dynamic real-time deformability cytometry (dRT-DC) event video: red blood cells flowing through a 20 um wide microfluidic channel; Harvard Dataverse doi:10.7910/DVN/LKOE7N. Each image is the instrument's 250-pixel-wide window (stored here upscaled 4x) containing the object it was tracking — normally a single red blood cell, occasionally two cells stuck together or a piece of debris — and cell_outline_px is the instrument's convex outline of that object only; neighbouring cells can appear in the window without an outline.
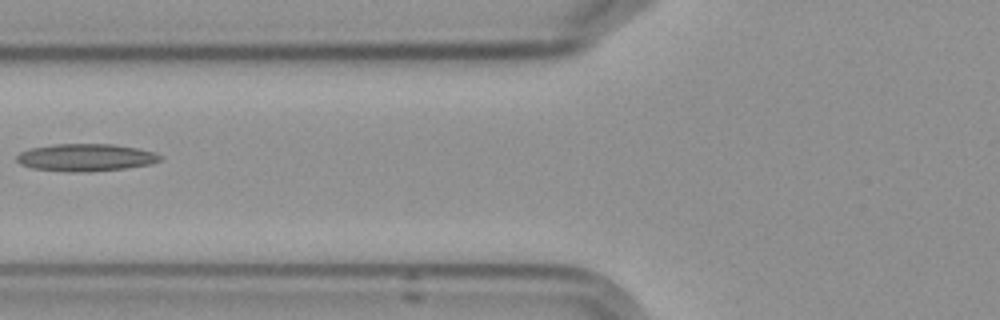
{"species": "Egyptian fruit bat (a non-hibernating species)", "species_latin": "Rousettus aegyptiacus", "temperature_condition": "cold", "stored_images_in_passage": 3, "camera_frame_rate_fps": 3000, "um_per_image_px": 0.085, "frame": {"image": 1, "passage_image": 2, "time_ms": 1.333, "image_size_px": [1000, 320], "cell_outline_px": [[164, 156], [160, 160], [152, 164], [124, 168], [88, 172], [72, 172], [32, 168], [20, 164], [16, 160], [16, 156], [20, 152], [32, 148], [56, 144], [112, 144], [136, 148], [156, 152]], "centroid_in_image_um": [7.31, 13.39], "position_along_channel_um": 118.5, "area_um2": 22.89}}
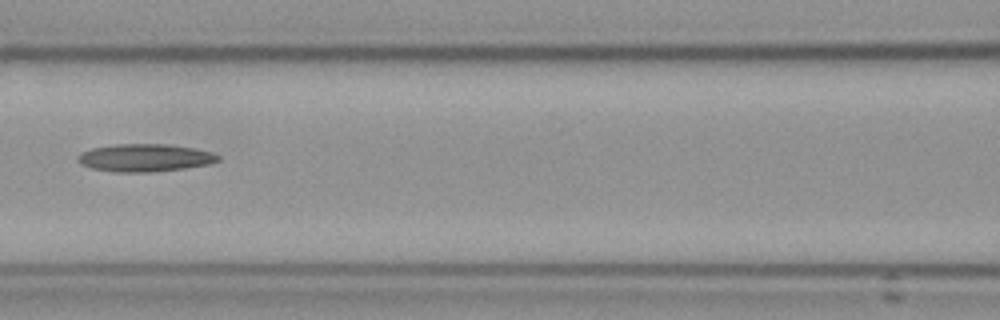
{"frame": {"image": 2, "passage_image": 3, "time_ms": 2.333, "image_size_px": [1000, 320], "cell_outline_px": [[220, 160], [208, 164], [184, 168], [152, 172], [112, 172], [92, 168], [80, 164], [76, 160], [80, 152], [92, 148], [116, 144], [164, 144], [192, 148], [212, 152], [220, 156]], "centroid_in_image_um": [12.27, 13.41], "position_along_channel_um": 154.3, "area_um2": 22.6}}